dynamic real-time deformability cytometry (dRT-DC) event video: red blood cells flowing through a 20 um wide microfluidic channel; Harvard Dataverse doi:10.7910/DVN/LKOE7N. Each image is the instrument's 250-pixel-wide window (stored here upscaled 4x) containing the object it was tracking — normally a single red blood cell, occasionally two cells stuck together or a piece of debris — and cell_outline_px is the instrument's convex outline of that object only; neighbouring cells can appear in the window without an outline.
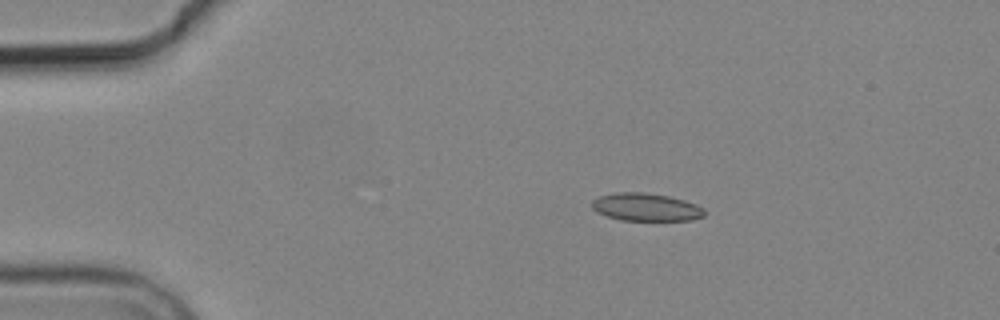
{"species": "common noctule bat (a hibernating species)", "species_latin": "Nyctalus noctula", "temperature_condition": "cold", "stored_images_in_passage": 3, "camera_frame_rate_fps": 3000, "um_per_image_px": 0.085, "animal": {"sex": "male", "body_mass_g": 19.2, "forearm_length_mm": 51.8}, "frame": {"image": 1, "passage_image": 3, "time_ms": 2.333, "image_size_px": [1000, 320], "cell_outline_px": [[704, 216], [692, 220], [620, 220], [596, 212], [592, 208], [592, 200], [600, 196], [616, 192], [644, 192], [668, 196], [684, 200], [696, 204], [704, 208]], "centroid_in_image_um": [54.9, 17.6], "position_along_channel_um": 30.1, "area_um2": 18.21}}